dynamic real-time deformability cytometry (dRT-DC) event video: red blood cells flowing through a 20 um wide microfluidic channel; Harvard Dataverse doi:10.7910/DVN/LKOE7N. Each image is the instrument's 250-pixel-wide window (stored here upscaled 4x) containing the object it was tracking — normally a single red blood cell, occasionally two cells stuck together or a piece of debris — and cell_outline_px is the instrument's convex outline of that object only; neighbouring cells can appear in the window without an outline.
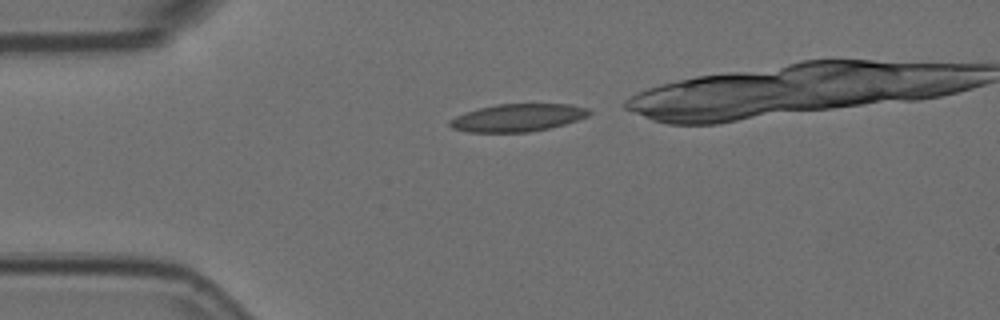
{"species": "Egyptian fruit bat (a non-hibernating species)", "species_latin": "Rousettus aegyptiacus", "temperature_condition": "room temperature", "stored_images_in_passage": 2, "camera_frame_rate_fps": 3000, "um_per_image_px": 0.085, "animal": {"sex": "female"}, "frame": {"image": 1, "passage_image": 1, "time_ms": 0.0, "image_size_px": [1000, 320], "cell_outline_px": [[592, 112], [588, 116], [564, 124], [548, 128], [528, 132], [464, 132], [452, 128], [448, 124], [448, 120], [464, 112], [496, 104], [572, 104], [588, 108]], "centroid_in_image_um": [43.98, 10.0], "position_along_channel_um": 41.0, "area_um2": 22.48}}